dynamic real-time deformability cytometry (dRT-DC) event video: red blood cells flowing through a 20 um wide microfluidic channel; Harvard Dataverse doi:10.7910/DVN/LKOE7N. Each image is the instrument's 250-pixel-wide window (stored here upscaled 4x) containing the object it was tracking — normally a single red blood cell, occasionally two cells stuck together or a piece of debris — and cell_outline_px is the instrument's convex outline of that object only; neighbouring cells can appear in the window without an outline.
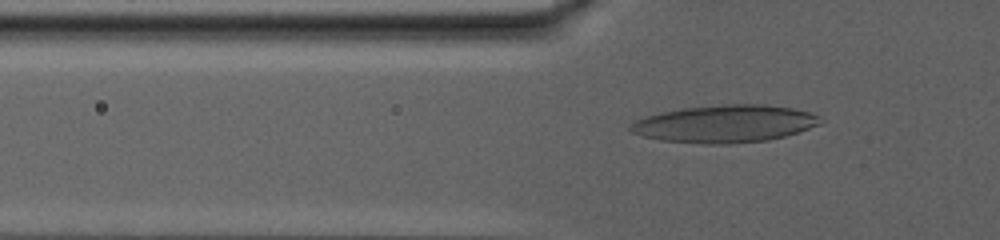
{"species": "human", "species_latin": "Homo sapiens", "temperature_condition": "warm", "stored_images_in_passage": 62, "camera_frame_rate_fps": 3000, "um_per_image_px": 0.085, "donor": {"sex": "male"}, "frame": {"image": 1, "passage_image": 14, "time_ms": 4.333, "image_size_px": [1000, 240], "cell_outline_px": [[824, 120], [820, 124], [784, 136], [768, 140], [728, 144], [704, 144], [660, 140], [644, 136], [632, 132], [628, 128], [628, 124], [636, 120], [660, 112], [680, 108], [728, 104], [768, 104], [792, 108], [824, 116]], "centroid_in_image_um": [61.62, 10.51], "position_along_channel_um": 64.2, "area_um2": 41.62}}
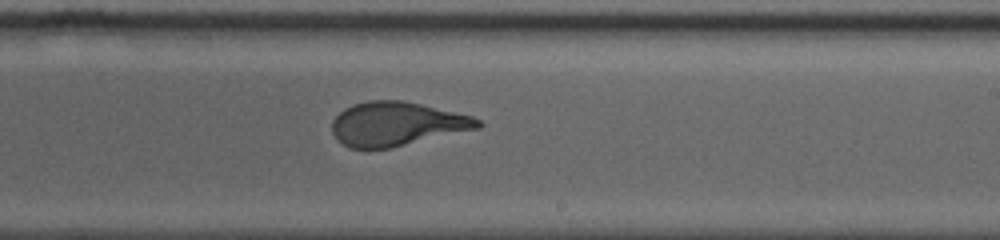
{"frame": {"image": 2, "passage_image": 35, "time_ms": 11.333, "image_size_px": [1000, 240], "cell_outline_px": [[484, 124], [480, 128], [392, 148], [348, 148], [336, 140], [332, 132], [332, 120], [344, 108], [352, 104], [368, 100], [400, 100], [420, 104], [472, 116], [480, 120]], "centroid_in_image_um": [33.7, 10.54], "position_along_channel_um": 255.3, "area_um2": 37.51}}
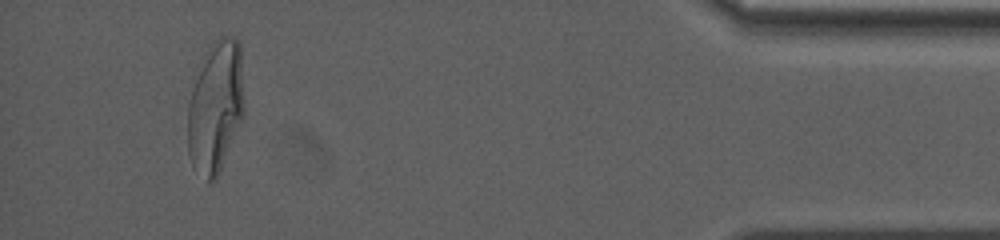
{"frame": {"image": 3, "passage_image": 58, "time_ms": 19.0, "image_size_px": [1000, 240], "cell_outline_px": [[244, 116], [220, 172], [216, 180], [212, 184], [192, 164], [188, 156], [188, 104], [192, 88], [208, 44], [220, 36], [232, 36], [240, 40], [244, 100]], "centroid_in_image_um": [18.35, 9.05], "position_along_channel_um": 416.9, "area_um2": 43.87}, "authors_computed_cell_mechanics": {"area_um2": 39.0439, "velocity_mm_per_s": 2.8344, "shape_relaxation_time_tau1_ms": 6.2879, "shape_relaxation_time_tau2_ms": 1.0637, "deformation_change_tau1": 0.2548, "deformation_change_tau2": 0.0924}}